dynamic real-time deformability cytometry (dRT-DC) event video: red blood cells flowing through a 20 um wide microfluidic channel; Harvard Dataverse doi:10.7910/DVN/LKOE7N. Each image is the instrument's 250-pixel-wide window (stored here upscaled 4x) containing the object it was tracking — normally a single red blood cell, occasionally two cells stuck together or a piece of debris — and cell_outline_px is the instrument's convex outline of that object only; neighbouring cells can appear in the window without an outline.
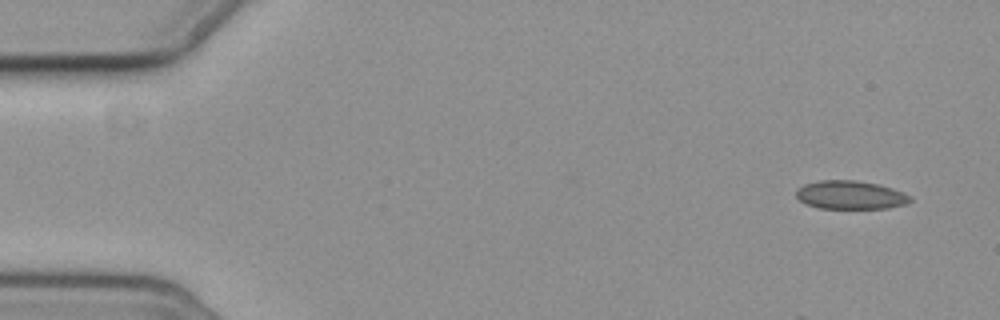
{"species": "common noctule bat (a hibernating species)", "species_latin": "Nyctalus noctula", "temperature_condition": "cold", "stored_images_in_passage": 5, "camera_frame_rate_fps": 3000, "um_per_image_px": 0.085, "animal": {"sex": "female", "body_mass_g": 19.3, "forearm_length_mm": 54.1}, "frame": {"image": 1, "passage_image": 1, "time_ms": 0.0, "image_size_px": [1000, 320], "cell_outline_px": [[912, 200], [904, 204], [888, 208], [820, 208], [804, 204], [796, 196], [796, 192], [804, 184], [820, 180], [852, 180], [880, 184], [892, 188], [912, 196]], "centroid_in_image_um": [72.29, 16.57], "position_along_channel_um": 12.7, "area_um2": 18.84}}
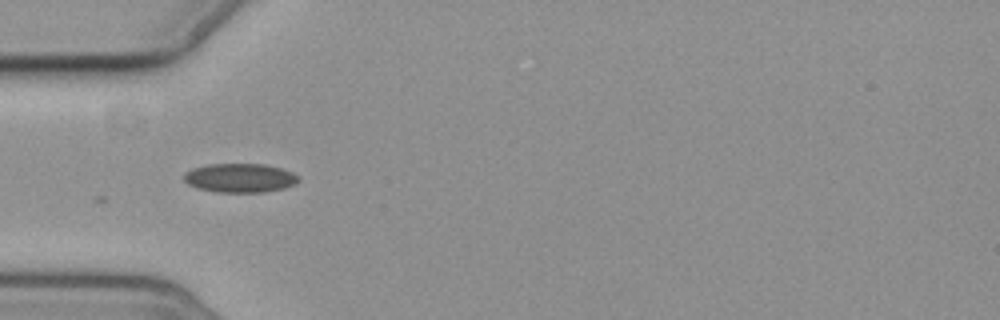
{"frame": {"image": 2, "passage_image": 4, "time_ms": 5.0, "image_size_px": [1000, 320], "cell_outline_px": [[300, 180], [296, 184], [284, 188], [264, 192], [216, 192], [200, 188], [188, 184], [184, 180], [184, 172], [192, 168], [208, 164], [264, 164], [280, 168], [292, 172]], "centroid_in_image_um": [20.39, 15.12], "position_along_channel_um": 64.6, "area_um2": 19.31}}
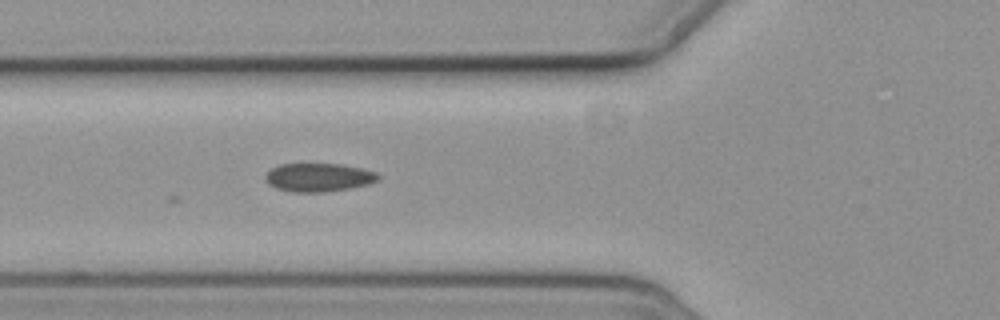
{"frame": {"image": 3, "passage_image": 5, "time_ms": 6.0, "image_size_px": [1000, 320], "cell_outline_px": [[380, 180], [368, 184], [348, 188], [324, 192], [292, 192], [276, 188], [268, 184], [264, 180], [264, 176], [272, 168], [280, 164], [340, 164], [364, 168], [376, 172], [380, 176]], "centroid_in_image_um": [27.08, 15.07], "position_along_channel_um": 98.7, "area_um2": 18.79}}